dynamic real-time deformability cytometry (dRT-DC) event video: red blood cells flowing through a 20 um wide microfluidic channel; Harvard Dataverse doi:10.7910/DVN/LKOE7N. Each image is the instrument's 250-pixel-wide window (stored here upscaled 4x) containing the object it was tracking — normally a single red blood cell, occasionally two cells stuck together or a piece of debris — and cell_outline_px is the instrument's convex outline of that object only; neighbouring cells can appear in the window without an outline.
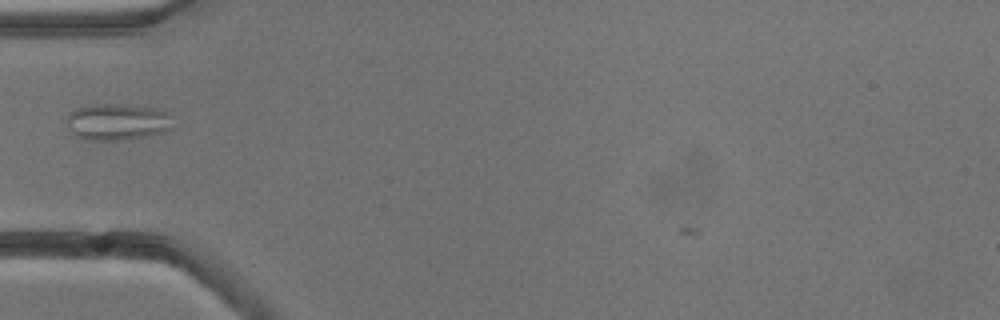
{"species": "common noctule bat (a hibernating species)", "species_latin": "Nyctalus noctula", "temperature_condition": "cold", "stored_images_in_passage": 6, "camera_frame_rate_fps": 3000, "um_per_image_px": 0.085, "animal": {"sex": "male", "body_mass_g": 13.3}, "frame": {"image": 1, "passage_image": 5, "time_ms": 5.667, "image_size_px": [1000, 320], "cell_outline_px": [[172, 128], [160, 132], [128, 140], [84, 140], [76, 136], [68, 128], [68, 116], [76, 108], [88, 104], [124, 104], [160, 108], [164, 112]], "centroid_in_image_um": [9.91, 10.35], "position_along_channel_um": 75.1, "area_um2": 22.43}}
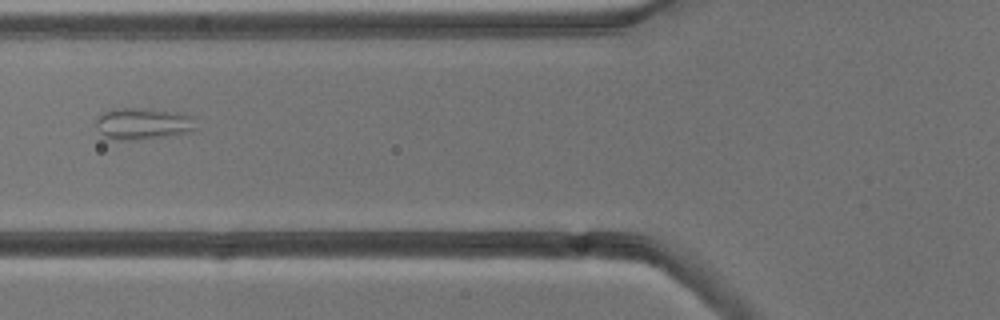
{"frame": {"image": 2, "passage_image": 6, "time_ms": 6.667, "image_size_px": [1000, 320], "cell_outline_px": [[196, 128], [192, 132], [164, 136], [132, 140], [120, 140], [104, 136], [96, 128], [96, 116], [104, 112], [116, 108], [132, 108], [168, 112], [188, 116]], "centroid_in_image_um": [12.04, 10.53], "position_along_channel_um": 113.8, "area_um2": 17.74}}